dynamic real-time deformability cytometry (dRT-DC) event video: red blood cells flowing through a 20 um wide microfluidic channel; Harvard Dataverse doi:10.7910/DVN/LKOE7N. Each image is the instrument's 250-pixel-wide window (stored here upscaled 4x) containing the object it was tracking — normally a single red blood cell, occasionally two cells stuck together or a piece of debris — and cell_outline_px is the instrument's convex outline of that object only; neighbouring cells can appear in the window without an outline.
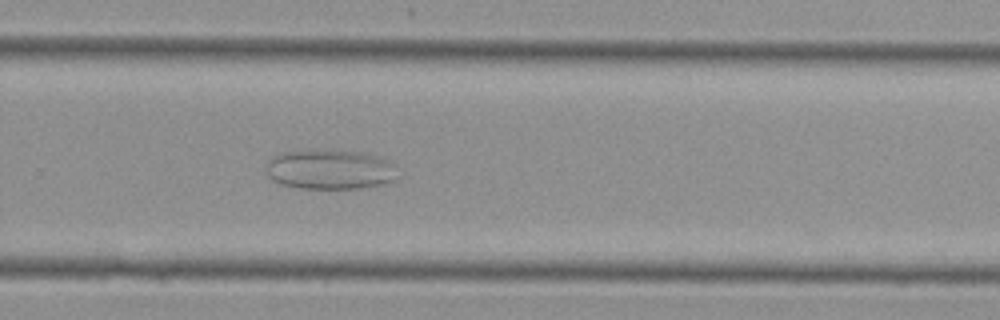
{"species": "Egyptian fruit bat (a non-hibernating species)", "species_latin": "Rousettus aegyptiacus", "temperature_condition": "cold", "stored_images_in_passage": 15, "camera_frame_rate_fps": 3000, "um_per_image_px": 0.085, "animal": {"sex": "female"}, "frame": {"image": 1, "passage_image": 15, "time_ms": 4.667, "image_size_px": [1000, 320], "cell_outline_px": [[404, 168], [400, 180], [384, 184], [360, 188], [300, 188], [280, 184], [272, 180], [268, 176], [268, 160], [272, 156], [280, 152], [332, 148], [360, 152], [380, 156], [392, 160]], "centroid_in_image_um": [28.23, 14.38], "position_along_channel_um": 301.6, "area_um2": 32.02}}